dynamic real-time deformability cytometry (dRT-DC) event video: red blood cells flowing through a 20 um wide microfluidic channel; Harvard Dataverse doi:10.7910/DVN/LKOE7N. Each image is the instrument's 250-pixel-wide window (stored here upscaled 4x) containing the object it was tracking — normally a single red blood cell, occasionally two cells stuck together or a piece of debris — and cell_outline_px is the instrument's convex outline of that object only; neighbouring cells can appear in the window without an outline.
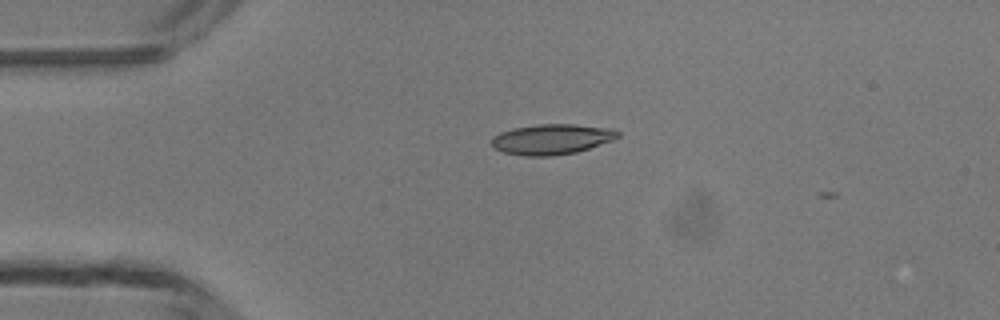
{"species": "common noctule bat (a hibernating species)", "species_latin": "Nyctalus noctula", "temperature_condition": "room temperature", "stored_images_in_passage": 2, "camera_frame_rate_fps": 3000, "um_per_image_px": 0.085, "animal": {"sex": "male", "body_mass_g": 13.3}, "frame": {"image": 1, "passage_image": 1, "time_ms": 0.0, "image_size_px": [1000, 320], "cell_outline_px": [[620, 136], [612, 140], [576, 152], [552, 156], [524, 156], [504, 152], [496, 148], [492, 144], [492, 136], [500, 132], [512, 128], [536, 124], [572, 124], [616, 128], [620, 132]], "centroid_in_image_um": [46.92, 11.82], "position_along_channel_um": 38.1, "area_um2": 22.43}}